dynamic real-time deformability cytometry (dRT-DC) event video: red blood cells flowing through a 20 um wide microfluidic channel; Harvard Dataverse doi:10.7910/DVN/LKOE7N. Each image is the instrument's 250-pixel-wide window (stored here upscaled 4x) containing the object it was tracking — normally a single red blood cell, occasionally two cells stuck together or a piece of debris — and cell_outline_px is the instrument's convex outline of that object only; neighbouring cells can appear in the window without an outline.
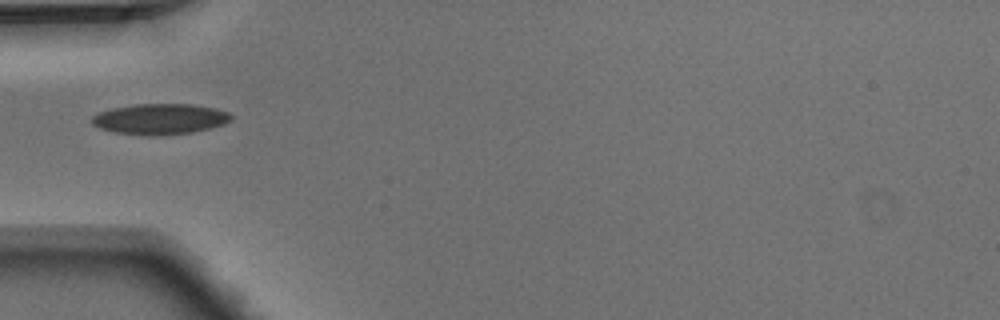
{"species": "Egyptian fruit bat (a non-hibernating species)", "species_latin": "Rousettus aegyptiacus", "temperature_condition": "warm", "stored_images_in_passage": 6, "camera_frame_rate_fps": 3000, "um_per_image_px": 0.085, "animal": {"sex": "male"}, "frame": {"image": 1, "passage_image": 3, "time_ms": 0.667, "image_size_px": [1000, 320], "cell_outline_px": [[232, 120], [224, 124], [192, 132], [156, 136], [112, 132], [100, 128], [92, 124], [92, 116], [100, 112], [112, 108], [136, 104], [192, 104], [216, 108], [228, 112], [232, 116]], "centroid_in_image_um": [13.61, 10.11], "position_along_channel_um": 71.4, "area_um2": 24.85}}